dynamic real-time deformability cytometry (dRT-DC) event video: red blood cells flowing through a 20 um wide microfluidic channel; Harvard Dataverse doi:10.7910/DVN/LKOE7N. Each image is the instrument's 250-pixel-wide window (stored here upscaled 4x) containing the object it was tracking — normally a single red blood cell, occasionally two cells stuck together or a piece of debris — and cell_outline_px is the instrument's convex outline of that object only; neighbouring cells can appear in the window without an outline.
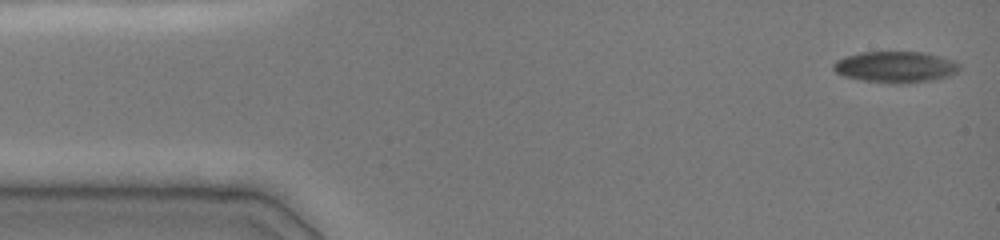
{"species": "common noctule bat (a hibernating species)", "species_latin": "Nyctalus noctula", "temperature_condition": "cold", "stored_images_in_passage": 53, "camera_frame_rate_fps": 3000, "um_per_image_px": 0.085, "animal": {"sex": "female", "body_mass_g": 19.0, "forearm_length_mm": 51.5}, "frame": {"image": 1, "passage_image": 1, "time_ms": 0.0, "image_size_px": [1000, 240], "cell_outline_px": [[960, 68], [956, 72], [948, 76], [928, 80], [864, 80], [844, 76], [836, 72], [832, 68], [832, 64], [836, 60], [844, 56], [860, 52], [924, 52], [956, 60], [960, 64]], "centroid_in_image_um": [76.1, 5.62], "position_along_channel_um": 8.9, "area_um2": 21.96}}
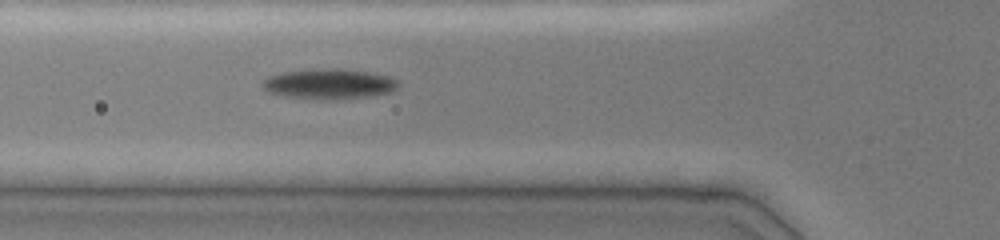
{"frame": {"image": 2, "passage_image": 19, "time_ms": 5.0, "image_size_px": [1000, 240], "cell_outline_px": [[396, 88], [388, 92], [364, 96], [336, 100], [324, 100], [288, 96], [272, 92], [264, 88], [264, 80], [268, 76], [284, 72], [320, 68], [340, 68], [372, 72], [388, 76], [396, 80]], "centroid_in_image_um": [27.98, 7.12], "position_along_channel_um": 97.8, "area_um2": 23.47}}
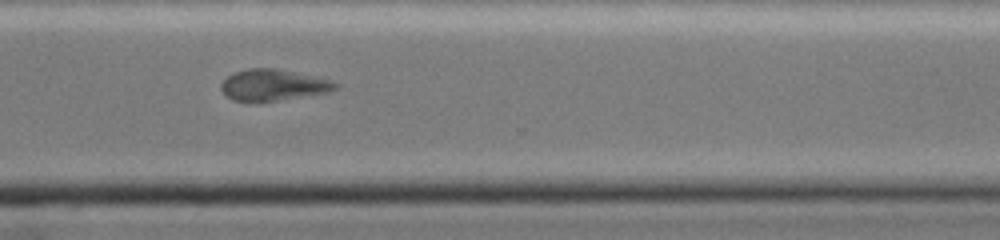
{"frame": {"image": 3, "passage_image": 52, "time_ms": 11.333, "image_size_px": [1000, 240], "cell_outline_px": [[340, 84], [336, 88], [328, 92], [276, 100], [232, 100], [220, 88], [220, 84], [228, 76], [236, 72], [248, 68], [276, 68], [332, 80]], "centroid_in_image_um": [23.24, 7.2], "position_along_channel_um": 347.4, "area_um2": 20.29}}